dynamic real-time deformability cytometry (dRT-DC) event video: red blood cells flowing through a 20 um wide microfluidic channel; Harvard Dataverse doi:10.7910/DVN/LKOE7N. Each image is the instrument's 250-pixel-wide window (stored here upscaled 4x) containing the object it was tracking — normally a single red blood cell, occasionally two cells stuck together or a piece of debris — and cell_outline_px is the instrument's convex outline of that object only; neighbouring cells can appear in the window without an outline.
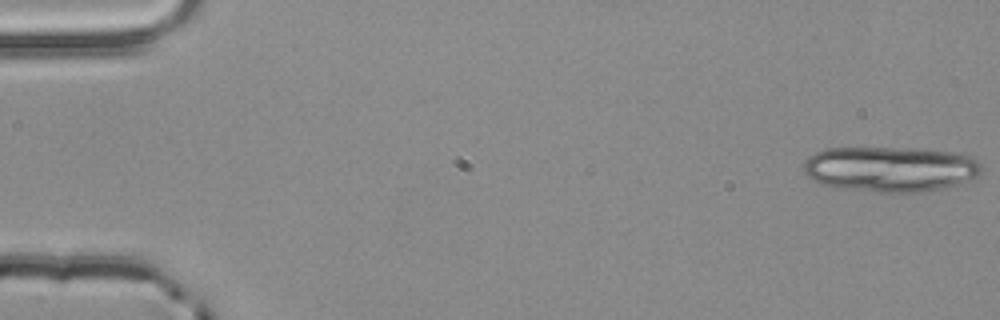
{"species": "common noctule bat (a hibernating species)", "species_latin": "Nyctalus noctula", "temperature_condition": "room temperature", "stored_images_in_passage": 19, "camera_frame_rate_fps": 3000, "um_per_image_px": 0.085, "animal": {"sex": "male", "body_mass_g": 20.4}, "frame": {"image": 1, "passage_image": 1, "time_ms": 0.0, "image_size_px": [1000, 320], "cell_outline_px": [[984, 168], [980, 176], [960, 184], [948, 188], [924, 192], [880, 192], [840, 188], [820, 184], [812, 180], [804, 172], [804, 164], [816, 152], [828, 148], [920, 148], [948, 152], [972, 156], [980, 160]], "centroid_in_image_um": [75.78, 14.38], "position_along_channel_um": 9.2, "area_um2": 47.57}}